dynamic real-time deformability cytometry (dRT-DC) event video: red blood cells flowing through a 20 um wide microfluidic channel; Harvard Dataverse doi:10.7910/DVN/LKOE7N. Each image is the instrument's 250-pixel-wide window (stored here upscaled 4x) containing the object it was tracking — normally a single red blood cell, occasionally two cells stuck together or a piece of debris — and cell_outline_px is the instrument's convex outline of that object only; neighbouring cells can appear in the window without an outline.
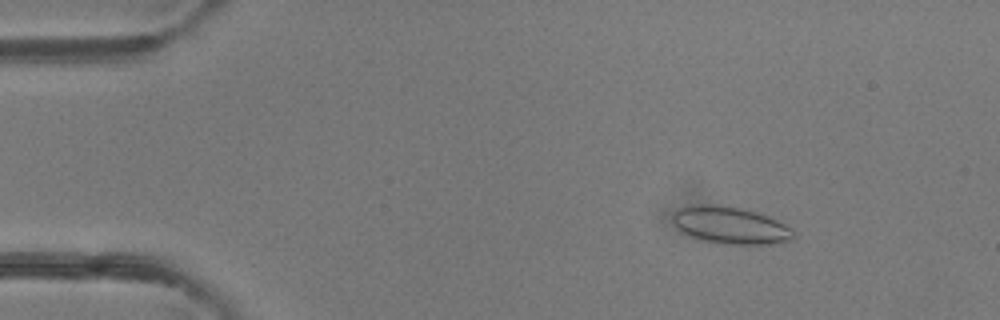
{"species": "common noctule bat (a hibernating species)", "species_latin": "Nyctalus noctula", "temperature_condition": "room temperature", "stored_images_in_passage": 4, "camera_frame_rate_fps": 3000, "um_per_image_px": 0.085, "animal": {"sex": "female"}, "frame": {"image": 1, "passage_image": 2, "time_ms": 2.0, "image_size_px": [1000, 320], "cell_outline_px": [[796, 236], [792, 240], [772, 244], [724, 244], [700, 240], [680, 232], [676, 228], [672, 220], [672, 212], [680, 208], [692, 204], [720, 204], [740, 208], [756, 212], [768, 216], [784, 224], [796, 232]], "centroid_in_image_um": [62.04, 19.15], "position_along_channel_um": 23.0, "area_um2": 26.59}}